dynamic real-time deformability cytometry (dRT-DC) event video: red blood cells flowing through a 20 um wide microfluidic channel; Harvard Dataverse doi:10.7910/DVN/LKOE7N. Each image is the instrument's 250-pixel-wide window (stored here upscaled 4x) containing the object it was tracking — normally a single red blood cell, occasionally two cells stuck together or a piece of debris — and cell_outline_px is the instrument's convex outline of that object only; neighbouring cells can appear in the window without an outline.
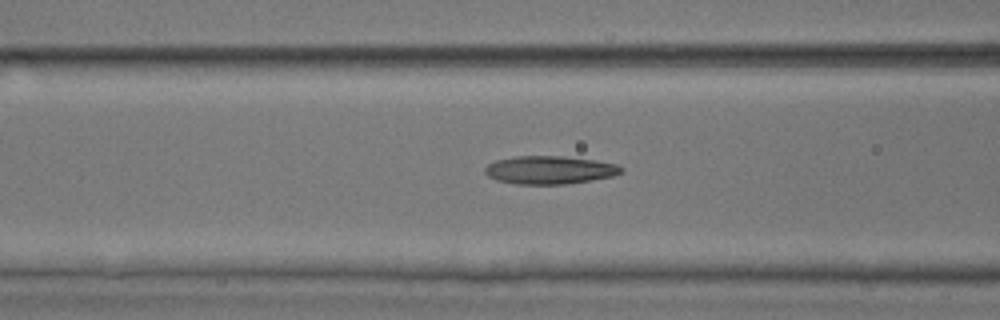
{"species": "common noctule bat (a hibernating species)", "species_latin": "Nyctalus noctula", "temperature_condition": "room temperature", "stored_images_in_passage": 28, "camera_frame_rate_fps": 3000, "um_per_image_px": 0.085, "animal": {"sex": "male", "body_mass_g": 17.9, "forearm_length_mm": 54.2}, "frame": {"image": 1, "passage_image": 13, "time_ms": 4.0, "image_size_px": [1000, 320], "cell_outline_px": [[624, 168], [620, 172], [612, 176], [592, 180], [568, 184], [516, 184], [496, 180], [488, 176], [484, 172], [484, 168], [488, 164], [496, 160], [516, 156], [564, 156], [596, 160], [616, 164]], "centroid_in_image_um": [46.7, 14.44], "position_along_channel_um": 119.9, "area_um2": 22.37}}